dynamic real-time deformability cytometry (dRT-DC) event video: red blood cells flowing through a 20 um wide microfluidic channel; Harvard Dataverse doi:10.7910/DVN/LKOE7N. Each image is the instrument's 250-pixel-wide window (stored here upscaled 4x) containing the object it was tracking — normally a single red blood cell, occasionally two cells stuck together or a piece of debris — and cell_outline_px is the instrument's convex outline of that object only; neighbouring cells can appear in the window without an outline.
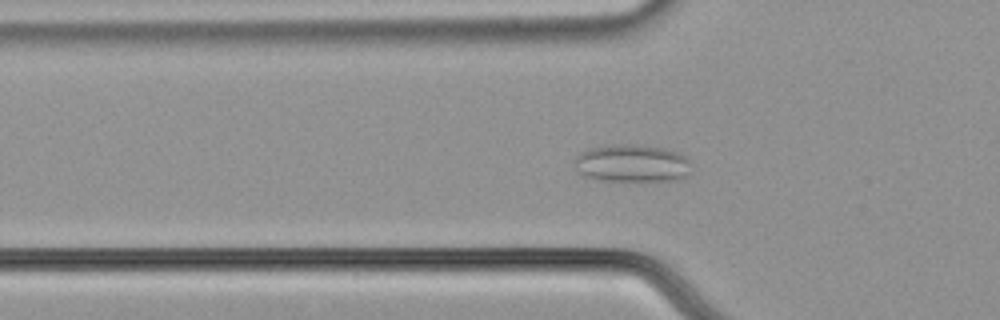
{"species": "common noctule bat (a hibernating species)", "species_latin": "Nyctalus noctula", "temperature_condition": "cold", "stored_images_in_passage": 41, "camera_frame_rate_fps": 3000, "um_per_image_px": 0.085, "animal": {"sex": "male", "body_mass_g": 21.5, "forearm_length_mm": 52.0}, "frame": {"image": 1, "passage_image": 3, "time_ms": 0.667, "image_size_px": [1000, 320], "cell_outline_px": [[688, 176], [676, 180], [600, 180], [584, 176], [576, 172], [572, 160], [580, 152], [588, 148], [608, 144], [636, 144], [664, 148], [680, 152], [688, 160]], "centroid_in_image_um": [53.64, 13.86], "position_along_channel_um": 72.2, "area_um2": 25.89}}
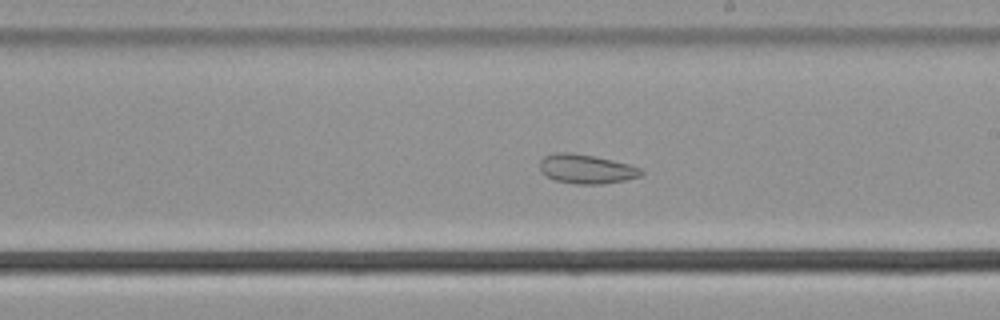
{"frame": {"image": 2, "passage_image": 17, "time_ms": 5.333, "image_size_px": [1000, 320], "cell_outline_px": [[644, 172], [640, 176], [624, 180], [600, 184], [576, 184], [556, 180], [544, 176], [540, 172], [540, 160], [544, 156], [556, 152], [572, 152], [612, 160], [628, 164], [640, 168]], "centroid_in_image_um": [49.79, 14.36], "position_along_channel_um": 239.2, "area_um2": 17.22}}
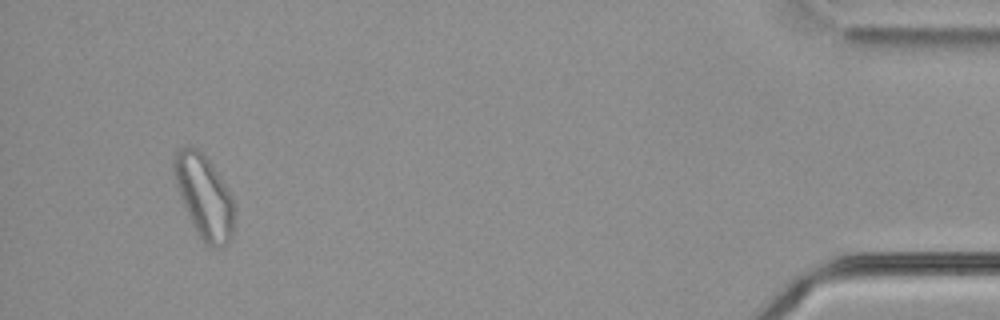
{"frame": {"image": 3, "passage_image": 38, "time_ms": 12.333, "image_size_px": [1000, 320], "cell_outline_px": [[232, 236], [224, 244], [216, 248], [204, 244], [196, 232], [192, 224], [180, 196], [176, 184], [172, 168], [172, 152], [176, 148], [196, 148], [212, 164], [224, 184], [232, 200]], "centroid_in_image_um": [17.28, 16.68], "position_along_channel_um": 417.9, "area_um2": 28.61}, "authors_computed_cell_mechanics": {"area_um2": 20.1144, "velocity_mm_per_s": 3.6057, "shape_relaxation_time_tau1_ms": null, "shape_relaxation_time_tau2_ms": 1.4442, "deformation_change_tau1": null, "deformation_change_tau2": 0.0649}}